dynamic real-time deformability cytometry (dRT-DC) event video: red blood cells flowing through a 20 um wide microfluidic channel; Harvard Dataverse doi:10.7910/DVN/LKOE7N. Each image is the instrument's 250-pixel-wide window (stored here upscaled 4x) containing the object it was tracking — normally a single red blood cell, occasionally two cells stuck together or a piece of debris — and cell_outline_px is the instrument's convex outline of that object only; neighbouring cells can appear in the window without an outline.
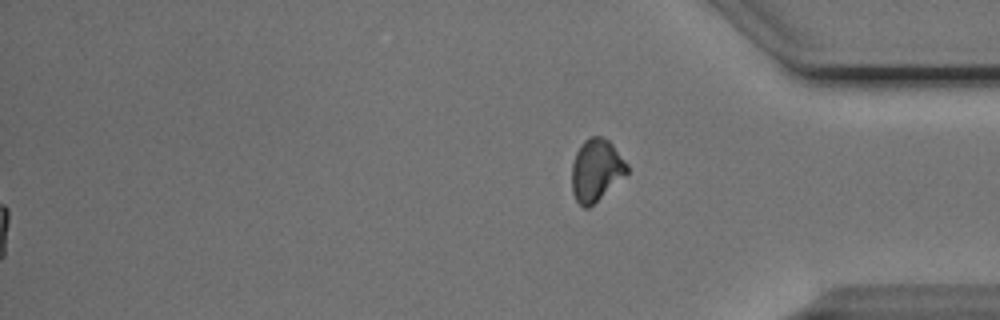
{"species": "Egyptian fruit bat (a non-hibernating species)", "species_latin": "Rousettus aegyptiacus", "temperature_condition": "cold", "stored_images_in_passage": 42, "segment_of_instrument_passage": [2, 2], "camera_frame_rate_fps": 3000, "um_per_image_px": 0.085, "animal": {"sex": "male"}, "frame": {"image": 1, "passage_image": 42, "time_ms": 13.667, "image_size_px": [1000, 320], "cell_outline_px": [[628, 172], [588, 208], [584, 208], [576, 200], [572, 192], [572, 164], [576, 152], [580, 144], [588, 136], [600, 136], [608, 140], [612, 144], [628, 164]], "centroid_in_image_um": [50.65, 14.43], "position_along_channel_um": 384.5, "area_um2": 19.77}}